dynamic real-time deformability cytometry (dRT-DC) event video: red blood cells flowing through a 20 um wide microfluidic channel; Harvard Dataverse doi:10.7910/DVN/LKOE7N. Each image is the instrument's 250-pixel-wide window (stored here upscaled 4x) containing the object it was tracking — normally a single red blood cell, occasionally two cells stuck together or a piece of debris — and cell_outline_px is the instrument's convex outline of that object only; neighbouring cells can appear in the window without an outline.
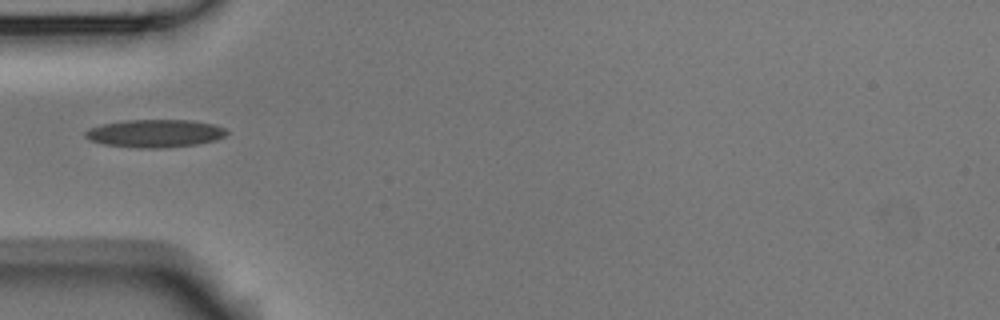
{"species": "Egyptian fruit bat (a non-hibernating species)", "species_latin": "Rousettus aegyptiacus", "temperature_condition": "room temperature", "stored_images_in_passage": 2, "camera_frame_rate_fps": 3000, "um_per_image_px": 0.085, "animal": {"sex": "male"}, "frame": {"image": 1, "passage_image": 1, "time_ms": 0.0, "image_size_px": [1000, 320], "cell_outline_px": [[228, 132], [224, 136], [216, 140], [196, 144], [164, 148], [136, 148], [104, 144], [88, 140], [84, 136], [84, 132], [88, 128], [104, 124], [128, 120], [188, 120], [212, 124], [224, 128]], "centroid_in_image_um": [13.14, 11.35], "position_along_channel_um": 71.9, "area_um2": 22.89}}
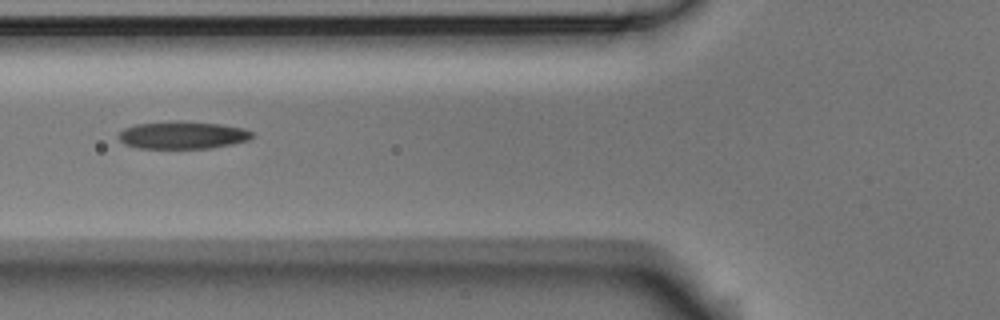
{"frame": {"image": 2, "passage_image": 2, "time_ms": 0.333, "image_size_px": [1000, 320], "cell_outline_px": [[256, 136], [248, 140], [232, 144], [208, 148], [136, 148], [124, 144], [120, 140], [120, 132], [124, 128], [136, 124], [220, 124], [244, 128], [252, 132]], "centroid_in_image_um": [15.56, 11.54], "position_along_channel_um": 110.2, "area_um2": 20.29}}